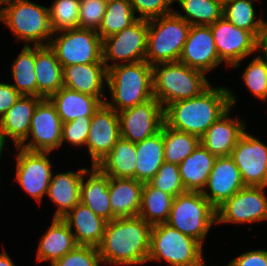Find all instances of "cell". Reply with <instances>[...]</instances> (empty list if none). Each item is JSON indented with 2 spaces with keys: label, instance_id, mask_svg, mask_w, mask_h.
I'll use <instances>...</instances> for the list:
<instances>
[{
  "label": "cell",
  "instance_id": "cell-1",
  "mask_svg": "<svg viewBox=\"0 0 267 266\" xmlns=\"http://www.w3.org/2000/svg\"><path fill=\"white\" fill-rule=\"evenodd\" d=\"M152 225L143 218L124 217L107 222L97 247L103 265L140 266L150 253Z\"/></svg>",
  "mask_w": 267,
  "mask_h": 266
},
{
  "label": "cell",
  "instance_id": "cell-2",
  "mask_svg": "<svg viewBox=\"0 0 267 266\" xmlns=\"http://www.w3.org/2000/svg\"><path fill=\"white\" fill-rule=\"evenodd\" d=\"M230 107L229 88L210 85L196 97L169 104L164 120L172 129L201 137Z\"/></svg>",
  "mask_w": 267,
  "mask_h": 266
},
{
  "label": "cell",
  "instance_id": "cell-3",
  "mask_svg": "<svg viewBox=\"0 0 267 266\" xmlns=\"http://www.w3.org/2000/svg\"><path fill=\"white\" fill-rule=\"evenodd\" d=\"M105 103L116 112L153 98L152 66L146 61L120 64L108 69Z\"/></svg>",
  "mask_w": 267,
  "mask_h": 266
},
{
  "label": "cell",
  "instance_id": "cell-4",
  "mask_svg": "<svg viewBox=\"0 0 267 266\" xmlns=\"http://www.w3.org/2000/svg\"><path fill=\"white\" fill-rule=\"evenodd\" d=\"M0 22L24 46L49 45L54 34L48 7L30 0H9L0 9Z\"/></svg>",
  "mask_w": 267,
  "mask_h": 266
},
{
  "label": "cell",
  "instance_id": "cell-5",
  "mask_svg": "<svg viewBox=\"0 0 267 266\" xmlns=\"http://www.w3.org/2000/svg\"><path fill=\"white\" fill-rule=\"evenodd\" d=\"M153 97L165 109L169 104L196 97L212 83L206 74L177 61L152 66Z\"/></svg>",
  "mask_w": 267,
  "mask_h": 266
},
{
  "label": "cell",
  "instance_id": "cell-6",
  "mask_svg": "<svg viewBox=\"0 0 267 266\" xmlns=\"http://www.w3.org/2000/svg\"><path fill=\"white\" fill-rule=\"evenodd\" d=\"M166 224L204 246L210 229L217 225L216 208L201 192L187 191L173 198Z\"/></svg>",
  "mask_w": 267,
  "mask_h": 266
},
{
  "label": "cell",
  "instance_id": "cell-7",
  "mask_svg": "<svg viewBox=\"0 0 267 266\" xmlns=\"http://www.w3.org/2000/svg\"><path fill=\"white\" fill-rule=\"evenodd\" d=\"M204 246L166 223L152 226L147 262H166L168 266H195L205 257Z\"/></svg>",
  "mask_w": 267,
  "mask_h": 266
},
{
  "label": "cell",
  "instance_id": "cell-8",
  "mask_svg": "<svg viewBox=\"0 0 267 266\" xmlns=\"http://www.w3.org/2000/svg\"><path fill=\"white\" fill-rule=\"evenodd\" d=\"M190 27L174 11L148 20L146 61L151 66L179 61Z\"/></svg>",
  "mask_w": 267,
  "mask_h": 266
},
{
  "label": "cell",
  "instance_id": "cell-9",
  "mask_svg": "<svg viewBox=\"0 0 267 266\" xmlns=\"http://www.w3.org/2000/svg\"><path fill=\"white\" fill-rule=\"evenodd\" d=\"M49 46L62 65L103 63L102 39L97 31L75 28L54 33Z\"/></svg>",
  "mask_w": 267,
  "mask_h": 266
},
{
  "label": "cell",
  "instance_id": "cell-10",
  "mask_svg": "<svg viewBox=\"0 0 267 266\" xmlns=\"http://www.w3.org/2000/svg\"><path fill=\"white\" fill-rule=\"evenodd\" d=\"M147 41L148 20L145 19H137L121 32L104 38L102 54L107 70L120 64L146 60Z\"/></svg>",
  "mask_w": 267,
  "mask_h": 266
},
{
  "label": "cell",
  "instance_id": "cell-11",
  "mask_svg": "<svg viewBox=\"0 0 267 266\" xmlns=\"http://www.w3.org/2000/svg\"><path fill=\"white\" fill-rule=\"evenodd\" d=\"M14 149L15 181L27 196H31L40 205L47 194L54 171L52 167L55 166L49 157L53 153L27 151L20 147Z\"/></svg>",
  "mask_w": 267,
  "mask_h": 266
},
{
  "label": "cell",
  "instance_id": "cell-12",
  "mask_svg": "<svg viewBox=\"0 0 267 266\" xmlns=\"http://www.w3.org/2000/svg\"><path fill=\"white\" fill-rule=\"evenodd\" d=\"M267 187L245 186L216 209L217 224H257L267 221Z\"/></svg>",
  "mask_w": 267,
  "mask_h": 266
},
{
  "label": "cell",
  "instance_id": "cell-13",
  "mask_svg": "<svg viewBox=\"0 0 267 266\" xmlns=\"http://www.w3.org/2000/svg\"><path fill=\"white\" fill-rule=\"evenodd\" d=\"M210 27L219 59L225 68H240L247 57L260 50V42L249 31L234 26L224 17Z\"/></svg>",
  "mask_w": 267,
  "mask_h": 266
},
{
  "label": "cell",
  "instance_id": "cell-14",
  "mask_svg": "<svg viewBox=\"0 0 267 266\" xmlns=\"http://www.w3.org/2000/svg\"><path fill=\"white\" fill-rule=\"evenodd\" d=\"M62 121L55 105L43 98L34 111L30 130L20 148L33 152H51L61 147Z\"/></svg>",
  "mask_w": 267,
  "mask_h": 266
},
{
  "label": "cell",
  "instance_id": "cell-15",
  "mask_svg": "<svg viewBox=\"0 0 267 266\" xmlns=\"http://www.w3.org/2000/svg\"><path fill=\"white\" fill-rule=\"evenodd\" d=\"M245 186L267 187V144L245 130L231 151Z\"/></svg>",
  "mask_w": 267,
  "mask_h": 266
},
{
  "label": "cell",
  "instance_id": "cell-16",
  "mask_svg": "<svg viewBox=\"0 0 267 266\" xmlns=\"http://www.w3.org/2000/svg\"><path fill=\"white\" fill-rule=\"evenodd\" d=\"M121 138L138 143L161 131L164 120V108L160 102L152 99L118 112Z\"/></svg>",
  "mask_w": 267,
  "mask_h": 266
},
{
  "label": "cell",
  "instance_id": "cell-17",
  "mask_svg": "<svg viewBox=\"0 0 267 266\" xmlns=\"http://www.w3.org/2000/svg\"><path fill=\"white\" fill-rule=\"evenodd\" d=\"M229 90L231 107L200 137V144L217 157L230 156L238 139L247 128L246 117L239 119L236 115L232 116L237 103V95L231 88Z\"/></svg>",
  "mask_w": 267,
  "mask_h": 266
},
{
  "label": "cell",
  "instance_id": "cell-18",
  "mask_svg": "<svg viewBox=\"0 0 267 266\" xmlns=\"http://www.w3.org/2000/svg\"><path fill=\"white\" fill-rule=\"evenodd\" d=\"M120 135L118 112L102 103L91 118L85 149L90 156V165L96 166L114 147Z\"/></svg>",
  "mask_w": 267,
  "mask_h": 266
},
{
  "label": "cell",
  "instance_id": "cell-19",
  "mask_svg": "<svg viewBox=\"0 0 267 266\" xmlns=\"http://www.w3.org/2000/svg\"><path fill=\"white\" fill-rule=\"evenodd\" d=\"M179 62L206 75L223 64L210 26L191 25Z\"/></svg>",
  "mask_w": 267,
  "mask_h": 266
},
{
  "label": "cell",
  "instance_id": "cell-20",
  "mask_svg": "<svg viewBox=\"0 0 267 266\" xmlns=\"http://www.w3.org/2000/svg\"><path fill=\"white\" fill-rule=\"evenodd\" d=\"M245 187L240 171L230 156L217 157L202 195L217 209Z\"/></svg>",
  "mask_w": 267,
  "mask_h": 266
},
{
  "label": "cell",
  "instance_id": "cell-21",
  "mask_svg": "<svg viewBox=\"0 0 267 266\" xmlns=\"http://www.w3.org/2000/svg\"><path fill=\"white\" fill-rule=\"evenodd\" d=\"M108 70L104 63L74 64L63 67V86L97 97L105 103Z\"/></svg>",
  "mask_w": 267,
  "mask_h": 266
},
{
  "label": "cell",
  "instance_id": "cell-22",
  "mask_svg": "<svg viewBox=\"0 0 267 266\" xmlns=\"http://www.w3.org/2000/svg\"><path fill=\"white\" fill-rule=\"evenodd\" d=\"M42 98L22 95L0 118V133L6 143L19 147L28 137L31 119ZM11 140V141H10Z\"/></svg>",
  "mask_w": 267,
  "mask_h": 266
},
{
  "label": "cell",
  "instance_id": "cell-23",
  "mask_svg": "<svg viewBox=\"0 0 267 266\" xmlns=\"http://www.w3.org/2000/svg\"><path fill=\"white\" fill-rule=\"evenodd\" d=\"M87 167L76 171L55 172L53 171L51 182L46 194L52 204L56 205L53 218H62L80 203V185Z\"/></svg>",
  "mask_w": 267,
  "mask_h": 266
},
{
  "label": "cell",
  "instance_id": "cell-24",
  "mask_svg": "<svg viewBox=\"0 0 267 266\" xmlns=\"http://www.w3.org/2000/svg\"><path fill=\"white\" fill-rule=\"evenodd\" d=\"M108 186L109 177L96 166L89 167L80 185V203L107 222L116 219L111 209Z\"/></svg>",
  "mask_w": 267,
  "mask_h": 266
},
{
  "label": "cell",
  "instance_id": "cell-25",
  "mask_svg": "<svg viewBox=\"0 0 267 266\" xmlns=\"http://www.w3.org/2000/svg\"><path fill=\"white\" fill-rule=\"evenodd\" d=\"M62 219L72 231L77 245L98 247L103 239L107 221L89 207L79 203Z\"/></svg>",
  "mask_w": 267,
  "mask_h": 266
},
{
  "label": "cell",
  "instance_id": "cell-26",
  "mask_svg": "<svg viewBox=\"0 0 267 266\" xmlns=\"http://www.w3.org/2000/svg\"><path fill=\"white\" fill-rule=\"evenodd\" d=\"M50 224L38 242L36 263L49 262L51 265L77 246L72 231L62 218H52Z\"/></svg>",
  "mask_w": 267,
  "mask_h": 266
},
{
  "label": "cell",
  "instance_id": "cell-27",
  "mask_svg": "<svg viewBox=\"0 0 267 266\" xmlns=\"http://www.w3.org/2000/svg\"><path fill=\"white\" fill-rule=\"evenodd\" d=\"M37 97L50 98L63 87V68L49 45L35 46Z\"/></svg>",
  "mask_w": 267,
  "mask_h": 266
},
{
  "label": "cell",
  "instance_id": "cell-28",
  "mask_svg": "<svg viewBox=\"0 0 267 266\" xmlns=\"http://www.w3.org/2000/svg\"><path fill=\"white\" fill-rule=\"evenodd\" d=\"M143 187L144 183L134 178L109 177V199L116 218L138 216Z\"/></svg>",
  "mask_w": 267,
  "mask_h": 266
},
{
  "label": "cell",
  "instance_id": "cell-29",
  "mask_svg": "<svg viewBox=\"0 0 267 266\" xmlns=\"http://www.w3.org/2000/svg\"><path fill=\"white\" fill-rule=\"evenodd\" d=\"M217 156L211 154L201 144L178 166L186 191L202 192Z\"/></svg>",
  "mask_w": 267,
  "mask_h": 266
},
{
  "label": "cell",
  "instance_id": "cell-30",
  "mask_svg": "<svg viewBox=\"0 0 267 266\" xmlns=\"http://www.w3.org/2000/svg\"><path fill=\"white\" fill-rule=\"evenodd\" d=\"M49 99L55 105L62 123L73 121L80 116H93L102 104L97 97L64 86Z\"/></svg>",
  "mask_w": 267,
  "mask_h": 266
},
{
  "label": "cell",
  "instance_id": "cell-31",
  "mask_svg": "<svg viewBox=\"0 0 267 266\" xmlns=\"http://www.w3.org/2000/svg\"><path fill=\"white\" fill-rule=\"evenodd\" d=\"M136 153L135 179L149 182L165 162L163 126L156 135L136 143Z\"/></svg>",
  "mask_w": 267,
  "mask_h": 266
},
{
  "label": "cell",
  "instance_id": "cell-32",
  "mask_svg": "<svg viewBox=\"0 0 267 266\" xmlns=\"http://www.w3.org/2000/svg\"><path fill=\"white\" fill-rule=\"evenodd\" d=\"M136 155V143L120 138L96 167L110 178L135 179Z\"/></svg>",
  "mask_w": 267,
  "mask_h": 266
},
{
  "label": "cell",
  "instance_id": "cell-33",
  "mask_svg": "<svg viewBox=\"0 0 267 266\" xmlns=\"http://www.w3.org/2000/svg\"><path fill=\"white\" fill-rule=\"evenodd\" d=\"M255 1L260 0H224L223 17L234 26L249 31L259 42L263 33L264 20L256 15Z\"/></svg>",
  "mask_w": 267,
  "mask_h": 266
},
{
  "label": "cell",
  "instance_id": "cell-34",
  "mask_svg": "<svg viewBox=\"0 0 267 266\" xmlns=\"http://www.w3.org/2000/svg\"><path fill=\"white\" fill-rule=\"evenodd\" d=\"M35 46H23L17 58L11 63V85L21 94L37 96L35 74Z\"/></svg>",
  "mask_w": 267,
  "mask_h": 266
},
{
  "label": "cell",
  "instance_id": "cell-35",
  "mask_svg": "<svg viewBox=\"0 0 267 266\" xmlns=\"http://www.w3.org/2000/svg\"><path fill=\"white\" fill-rule=\"evenodd\" d=\"M173 196L144 183L138 216L153 225L168 221Z\"/></svg>",
  "mask_w": 267,
  "mask_h": 266
},
{
  "label": "cell",
  "instance_id": "cell-36",
  "mask_svg": "<svg viewBox=\"0 0 267 266\" xmlns=\"http://www.w3.org/2000/svg\"><path fill=\"white\" fill-rule=\"evenodd\" d=\"M178 3V9L174 12L187 21L190 25L210 26L223 17L224 0H174Z\"/></svg>",
  "mask_w": 267,
  "mask_h": 266
},
{
  "label": "cell",
  "instance_id": "cell-37",
  "mask_svg": "<svg viewBox=\"0 0 267 266\" xmlns=\"http://www.w3.org/2000/svg\"><path fill=\"white\" fill-rule=\"evenodd\" d=\"M164 160L179 165L199 145L200 137L163 124Z\"/></svg>",
  "mask_w": 267,
  "mask_h": 266
},
{
  "label": "cell",
  "instance_id": "cell-38",
  "mask_svg": "<svg viewBox=\"0 0 267 266\" xmlns=\"http://www.w3.org/2000/svg\"><path fill=\"white\" fill-rule=\"evenodd\" d=\"M137 19L129 0H115L106 5L105 14L97 32L103 40L108 36L121 32Z\"/></svg>",
  "mask_w": 267,
  "mask_h": 266
},
{
  "label": "cell",
  "instance_id": "cell-39",
  "mask_svg": "<svg viewBox=\"0 0 267 266\" xmlns=\"http://www.w3.org/2000/svg\"><path fill=\"white\" fill-rule=\"evenodd\" d=\"M258 53L256 56L254 54L253 59L246 65L241 81L251 95L267 102V55L260 50Z\"/></svg>",
  "mask_w": 267,
  "mask_h": 266
},
{
  "label": "cell",
  "instance_id": "cell-40",
  "mask_svg": "<svg viewBox=\"0 0 267 266\" xmlns=\"http://www.w3.org/2000/svg\"><path fill=\"white\" fill-rule=\"evenodd\" d=\"M80 0H53L48 6L54 33L79 28Z\"/></svg>",
  "mask_w": 267,
  "mask_h": 266
},
{
  "label": "cell",
  "instance_id": "cell-41",
  "mask_svg": "<svg viewBox=\"0 0 267 266\" xmlns=\"http://www.w3.org/2000/svg\"><path fill=\"white\" fill-rule=\"evenodd\" d=\"M149 183L156 189L172 195L174 198L187 192L181 180L179 166L166 161L161 165Z\"/></svg>",
  "mask_w": 267,
  "mask_h": 266
},
{
  "label": "cell",
  "instance_id": "cell-42",
  "mask_svg": "<svg viewBox=\"0 0 267 266\" xmlns=\"http://www.w3.org/2000/svg\"><path fill=\"white\" fill-rule=\"evenodd\" d=\"M49 266H104L94 246L77 245L72 251Z\"/></svg>",
  "mask_w": 267,
  "mask_h": 266
},
{
  "label": "cell",
  "instance_id": "cell-43",
  "mask_svg": "<svg viewBox=\"0 0 267 266\" xmlns=\"http://www.w3.org/2000/svg\"><path fill=\"white\" fill-rule=\"evenodd\" d=\"M92 116H80L73 121L62 124L61 147L67 143L73 148L85 147Z\"/></svg>",
  "mask_w": 267,
  "mask_h": 266
},
{
  "label": "cell",
  "instance_id": "cell-44",
  "mask_svg": "<svg viewBox=\"0 0 267 266\" xmlns=\"http://www.w3.org/2000/svg\"><path fill=\"white\" fill-rule=\"evenodd\" d=\"M106 5L102 0H80L79 28L98 31Z\"/></svg>",
  "mask_w": 267,
  "mask_h": 266
},
{
  "label": "cell",
  "instance_id": "cell-45",
  "mask_svg": "<svg viewBox=\"0 0 267 266\" xmlns=\"http://www.w3.org/2000/svg\"><path fill=\"white\" fill-rule=\"evenodd\" d=\"M138 19L150 20L174 11V0H129Z\"/></svg>",
  "mask_w": 267,
  "mask_h": 266
},
{
  "label": "cell",
  "instance_id": "cell-46",
  "mask_svg": "<svg viewBox=\"0 0 267 266\" xmlns=\"http://www.w3.org/2000/svg\"><path fill=\"white\" fill-rule=\"evenodd\" d=\"M230 266H267V250L253 249L228 260Z\"/></svg>",
  "mask_w": 267,
  "mask_h": 266
},
{
  "label": "cell",
  "instance_id": "cell-47",
  "mask_svg": "<svg viewBox=\"0 0 267 266\" xmlns=\"http://www.w3.org/2000/svg\"><path fill=\"white\" fill-rule=\"evenodd\" d=\"M22 95L7 82H0V118Z\"/></svg>",
  "mask_w": 267,
  "mask_h": 266
},
{
  "label": "cell",
  "instance_id": "cell-48",
  "mask_svg": "<svg viewBox=\"0 0 267 266\" xmlns=\"http://www.w3.org/2000/svg\"><path fill=\"white\" fill-rule=\"evenodd\" d=\"M3 248L4 249L0 252V266H16V263H14L11 256H9L4 246Z\"/></svg>",
  "mask_w": 267,
  "mask_h": 266
},
{
  "label": "cell",
  "instance_id": "cell-49",
  "mask_svg": "<svg viewBox=\"0 0 267 266\" xmlns=\"http://www.w3.org/2000/svg\"><path fill=\"white\" fill-rule=\"evenodd\" d=\"M260 51L267 55V19L264 20L263 33L260 40Z\"/></svg>",
  "mask_w": 267,
  "mask_h": 266
},
{
  "label": "cell",
  "instance_id": "cell-50",
  "mask_svg": "<svg viewBox=\"0 0 267 266\" xmlns=\"http://www.w3.org/2000/svg\"><path fill=\"white\" fill-rule=\"evenodd\" d=\"M6 146L8 147L9 144L4 141L3 136L0 133V160L2 158L3 151L6 150Z\"/></svg>",
  "mask_w": 267,
  "mask_h": 266
},
{
  "label": "cell",
  "instance_id": "cell-51",
  "mask_svg": "<svg viewBox=\"0 0 267 266\" xmlns=\"http://www.w3.org/2000/svg\"><path fill=\"white\" fill-rule=\"evenodd\" d=\"M205 263H207V262L205 261V259H203L199 264H197V265H195V266H206ZM225 266H230V264L227 263V265H225Z\"/></svg>",
  "mask_w": 267,
  "mask_h": 266
},
{
  "label": "cell",
  "instance_id": "cell-52",
  "mask_svg": "<svg viewBox=\"0 0 267 266\" xmlns=\"http://www.w3.org/2000/svg\"><path fill=\"white\" fill-rule=\"evenodd\" d=\"M9 0H0V9L8 2Z\"/></svg>",
  "mask_w": 267,
  "mask_h": 266
},
{
  "label": "cell",
  "instance_id": "cell-53",
  "mask_svg": "<svg viewBox=\"0 0 267 266\" xmlns=\"http://www.w3.org/2000/svg\"><path fill=\"white\" fill-rule=\"evenodd\" d=\"M105 4H109V3H112L113 1L115 0H102Z\"/></svg>",
  "mask_w": 267,
  "mask_h": 266
}]
</instances>
